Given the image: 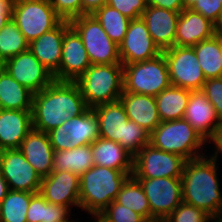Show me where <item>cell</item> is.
Instances as JSON below:
<instances>
[{
  "mask_svg": "<svg viewBox=\"0 0 222 222\" xmlns=\"http://www.w3.org/2000/svg\"><path fill=\"white\" fill-rule=\"evenodd\" d=\"M87 109L75 81L54 80L49 86L33 94L32 127L48 133Z\"/></svg>",
  "mask_w": 222,
  "mask_h": 222,
  "instance_id": "obj_1",
  "label": "cell"
},
{
  "mask_svg": "<svg viewBox=\"0 0 222 222\" xmlns=\"http://www.w3.org/2000/svg\"><path fill=\"white\" fill-rule=\"evenodd\" d=\"M219 158L211 153L187 160L181 176L183 202L204 210L210 216L222 211Z\"/></svg>",
  "mask_w": 222,
  "mask_h": 222,
  "instance_id": "obj_2",
  "label": "cell"
},
{
  "mask_svg": "<svg viewBox=\"0 0 222 222\" xmlns=\"http://www.w3.org/2000/svg\"><path fill=\"white\" fill-rule=\"evenodd\" d=\"M129 177L120 170L94 165L80 176V209L91 216L101 213Z\"/></svg>",
  "mask_w": 222,
  "mask_h": 222,
  "instance_id": "obj_3",
  "label": "cell"
},
{
  "mask_svg": "<svg viewBox=\"0 0 222 222\" xmlns=\"http://www.w3.org/2000/svg\"><path fill=\"white\" fill-rule=\"evenodd\" d=\"M75 82L88 108L118 101L123 92V64L91 65Z\"/></svg>",
  "mask_w": 222,
  "mask_h": 222,
  "instance_id": "obj_4",
  "label": "cell"
},
{
  "mask_svg": "<svg viewBox=\"0 0 222 222\" xmlns=\"http://www.w3.org/2000/svg\"><path fill=\"white\" fill-rule=\"evenodd\" d=\"M207 143L184 118L162 121L150 134V144L153 147L165 152L178 154L186 160L209 154L204 150V148H207L205 147V145H208Z\"/></svg>",
  "mask_w": 222,
  "mask_h": 222,
  "instance_id": "obj_5",
  "label": "cell"
},
{
  "mask_svg": "<svg viewBox=\"0 0 222 222\" xmlns=\"http://www.w3.org/2000/svg\"><path fill=\"white\" fill-rule=\"evenodd\" d=\"M171 85L166 58L159 56L123 65V91L156 96Z\"/></svg>",
  "mask_w": 222,
  "mask_h": 222,
  "instance_id": "obj_6",
  "label": "cell"
},
{
  "mask_svg": "<svg viewBox=\"0 0 222 222\" xmlns=\"http://www.w3.org/2000/svg\"><path fill=\"white\" fill-rule=\"evenodd\" d=\"M12 20L29 43L63 21L50 0H14Z\"/></svg>",
  "mask_w": 222,
  "mask_h": 222,
  "instance_id": "obj_7",
  "label": "cell"
},
{
  "mask_svg": "<svg viewBox=\"0 0 222 222\" xmlns=\"http://www.w3.org/2000/svg\"><path fill=\"white\" fill-rule=\"evenodd\" d=\"M83 41L91 65L121 63L119 45L112 41L92 14H84L69 21Z\"/></svg>",
  "mask_w": 222,
  "mask_h": 222,
  "instance_id": "obj_8",
  "label": "cell"
},
{
  "mask_svg": "<svg viewBox=\"0 0 222 222\" xmlns=\"http://www.w3.org/2000/svg\"><path fill=\"white\" fill-rule=\"evenodd\" d=\"M186 161L178 154L165 152L148 144L134 156L132 176L145 179L181 178Z\"/></svg>",
  "mask_w": 222,
  "mask_h": 222,
  "instance_id": "obj_9",
  "label": "cell"
},
{
  "mask_svg": "<svg viewBox=\"0 0 222 222\" xmlns=\"http://www.w3.org/2000/svg\"><path fill=\"white\" fill-rule=\"evenodd\" d=\"M54 151L73 149L93 143L99 136L96 114L88 108L83 114L66 120L61 126L48 132Z\"/></svg>",
  "mask_w": 222,
  "mask_h": 222,
  "instance_id": "obj_10",
  "label": "cell"
},
{
  "mask_svg": "<svg viewBox=\"0 0 222 222\" xmlns=\"http://www.w3.org/2000/svg\"><path fill=\"white\" fill-rule=\"evenodd\" d=\"M162 53L168 64L171 85L191 91L202 90L206 78L193 47L174 46Z\"/></svg>",
  "mask_w": 222,
  "mask_h": 222,
  "instance_id": "obj_11",
  "label": "cell"
},
{
  "mask_svg": "<svg viewBox=\"0 0 222 222\" xmlns=\"http://www.w3.org/2000/svg\"><path fill=\"white\" fill-rule=\"evenodd\" d=\"M142 185L150 205V218L164 220L182 202L181 178H135Z\"/></svg>",
  "mask_w": 222,
  "mask_h": 222,
  "instance_id": "obj_12",
  "label": "cell"
},
{
  "mask_svg": "<svg viewBox=\"0 0 222 222\" xmlns=\"http://www.w3.org/2000/svg\"><path fill=\"white\" fill-rule=\"evenodd\" d=\"M0 171L9 190L39 193L42 177L19 149L0 151Z\"/></svg>",
  "mask_w": 222,
  "mask_h": 222,
  "instance_id": "obj_13",
  "label": "cell"
},
{
  "mask_svg": "<svg viewBox=\"0 0 222 222\" xmlns=\"http://www.w3.org/2000/svg\"><path fill=\"white\" fill-rule=\"evenodd\" d=\"M3 69L33 93L40 92L55 80L29 49L6 60Z\"/></svg>",
  "mask_w": 222,
  "mask_h": 222,
  "instance_id": "obj_14",
  "label": "cell"
},
{
  "mask_svg": "<svg viewBox=\"0 0 222 222\" xmlns=\"http://www.w3.org/2000/svg\"><path fill=\"white\" fill-rule=\"evenodd\" d=\"M162 51L154 43L145 21L139 17L131 19L125 38L119 44L121 63L132 64L153 59Z\"/></svg>",
  "mask_w": 222,
  "mask_h": 222,
  "instance_id": "obj_15",
  "label": "cell"
},
{
  "mask_svg": "<svg viewBox=\"0 0 222 222\" xmlns=\"http://www.w3.org/2000/svg\"><path fill=\"white\" fill-rule=\"evenodd\" d=\"M40 194L55 205L80 208V177L69 171H52L42 177Z\"/></svg>",
  "mask_w": 222,
  "mask_h": 222,
  "instance_id": "obj_16",
  "label": "cell"
},
{
  "mask_svg": "<svg viewBox=\"0 0 222 222\" xmlns=\"http://www.w3.org/2000/svg\"><path fill=\"white\" fill-rule=\"evenodd\" d=\"M90 66L91 63L83 41L70 26L64 32L60 67L54 75V79L57 81H75Z\"/></svg>",
  "mask_w": 222,
  "mask_h": 222,
  "instance_id": "obj_17",
  "label": "cell"
},
{
  "mask_svg": "<svg viewBox=\"0 0 222 222\" xmlns=\"http://www.w3.org/2000/svg\"><path fill=\"white\" fill-rule=\"evenodd\" d=\"M191 126L208 142L212 143L222 126L216 110L202 90L190 92L184 114Z\"/></svg>",
  "mask_w": 222,
  "mask_h": 222,
  "instance_id": "obj_18",
  "label": "cell"
},
{
  "mask_svg": "<svg viewBox=\"0 0 222 222\" xmlns=\"http://www.w3.org/2000/svg\"><path fill=\"white\" fill-rule=\"evenodd\" d=\"M180 13L147 6L141 18L145 21L154 43L161 51L175 46L177 21Z\"/></svg>",
  "mask_w": 222,
  "mask_h": 222,
  "instance_id": "obj_19",
  "label": "cell"
},
{
  "mask_svg": "<svg viewBox=\"0 0 222 222\" xmlns=\"http://www.w3.org/2000/svg\"><path fill=\"white\" fill-rule=\"evenodd\" d=\"M216 33V26L212 22L198 12L184 9L177 21L175 46L193 47Z\"/></svg>",
  "mask_w": 222,
  "mask_h": 222,
  "instance_id": "obj_20",
  "label": "cell"
},
{
  "mask_svg": "<svg viewBox=\"0 0 222 222\" xmlns=\"http://www.w3.org/2000/svg\"><path fill=\"white\" fill-rule=\"evenodd\" d=\"M69 27V20H63L56 28L29 43V50L53 76L59 71L64 32Z\"/></svg>",
  "mask_w": 222,
  "mask_h": 222,
  "instance_id": "obj_21",
  "label": "cell"
},
{
  "mask_svg": "<svg viewBox=\"0 0 222 222\" xmlns=\"http://www.w3.org/2000/svg\"><path fill=\"white\" fill-rule=\"evenodd\" d=\"M32 129V110L0 109V151L19 149Z\"/></svg>",
  "mask_w": 222,
  "mask_h": 222,
  "instance_id": "obj_22",
  "label": "cell"
},
{
  "mask_svg": "<svg viewBox=\"0 0 222 222\" xmlns=\"http://www.w3.org/2000/svg\"><path fill=\"white\" fill-rule=\"evenodd\" d=\"M19 150L41 177L52 172L54 149L48 133L32 129L22 141Z\"/></svg>",
  "mask_w": 222,
  "mask_h": 222,
  "instance_id": "obj_23",
  "label": "cell"
},
{
  "mask_svg": "<svg viewBox=\"0 0 222 222\" xmlns=\"http://www.w3.org/2000/svg\"><path fill=\"white\" fill-rule=\"evenodd\" d=\"M119 100L124 105L129 120L150 134L161 123L154 96L123 91Z\"/></svg>",
  "mask_w": 222,
  "mask_h": 222,
  "instance_id": "obj_24",
  "label": "cell"
},
{
  "mask_svg": "<svg viewBox=\"0 0 222 222\" xmlns=\"http://www.w3.org/2000/svg\"><path fill=\"white\" fill-rule=\"evenodd\" d=\"M99 122V136L123 147L125 125L129 118L120 100L92 108Z\"/></svg>",
  "mask_w": 222,
  "mask_h": 222,
  "instance_id": "obj_25",
  "label": "cell"
},
{
  "mask_svg": "<svg viewBox=\"0 0 222 222\" xmlns=\"http://www.w3.org/2000/svg\"><path fill=\"white\" fill-rule=\"evenodd\" d=\"M94 165L108 167L132 176L134 156L119 143L101 137L91 143Z\"/></svg>",
  "mask_w": 222,
  "mask_h": 222,
  "instance_id": "obj_26",
  "label": "cell"
},
{
  "mask_svg": "<svg viewBox=\"0 0 222 222\" xmlns=\"http://www.w3.org/2000/svg\"><path fill=\"white\" fill-rule=\"evenodd\" d=\"M33 92L0 69V109L32 110Z\"/></svg>",
  "mask_w": 222,
  "mask_h": 222,
  "instance_id": "obj_27",
  "label": "cell"
},
{
  "mask_svg": "<svg viewBox=\"0 0 222 222\" xmlns=\"http://www.w3.org/2000/svg\"><path fill=\"white\" fill-rule=\"evenodd\" d=\"M193 48L205 78H220L222 74V32L199 42Z\"/></svg>",
  "mask_w": 222,
  "mask_h": 222,
  "instance_id": "obj_28",
  "label": "cell"
},
{
  "mask_svg": "<svg viewBox=\"0 0 222 222\" xmlns=\"http://www.w3.org/2000/svg\"><path fill=\"white\" fill-rule=\"evenodd\" d=\"M190 92L189 89L170 85L155 96L161 122L184 117Z\"/></svg>",
  "mask_w": 222,
  "mask_h": 222,
  "instance_id": "obj_29",
  "label": "cell"
},
{
  "mask_svg": "<svg viewBox=\"0 0 222 222\" xmlns=\"http://www.w3.org/2000/svg\"><path fill=\"white\" fill-rule=\"evenodd\" d=\"M93 166L91 144L54 151L52 171H69L80 177Z\"/></svg>",
  "mask_w": 222,
  "mask_h": 222,
  "instance_id": "obj_30",
  "label": "cell"
},
{
  "mask_svg": "<svg viewBox=\"0 0 222 222\" xmlns=\"http://www.w3.org/2000/svg\"><path fill=\"white\" fill-rule=\"evenodd\" d=\"M71 212L66 206L49 203L39 192L31 197L26 219L27 222L70 220Z\"/></svg>",
  "mask_w": 222,
  "mask_h": 222,
  "instance_id": "obj_31",
  "label": "cell"
},
{
  "mask_svg": "<svg viewBox=\"0 0 222 222\" xmlns=\"http://www.w3.org/2000/svg\"><path fill=\"white\" fill-rule=\"evenodd\" d=\"M115 201L139 213L145 219H150L149 201L142 185L133 176H130L122 185Z\"/></svg>",
  "mask_w": 222,
  "mask_h": 222,
  "instance_id": "obj_32",
  "label": "cell"
},
{
  "mask_svg": "<svg viewBox=\"0 0 222 222\" xmlns=\"http://www.w3.org/2000/svg\"><path fill=\"white\" fill-rule=\"evenodd\" d=\"M92 15L99 21L112 41L117 45L123 41L131 21L130 18L107 4L97 9Z\"/></svg>",
  "mask_w": 222,
  "mask_h": 222,
  "instance_id": "obj_33",
  "label": "cell"
},
{
  "mask_svg": "<svg viewBox=\"0 0 222 222\" xmlns=\"http://www.w3.org/2000/svg\"><path fill=\"white\" fill-rule=\"evenodd\" d=\"M34 194L9 190L0 204V222H27L26 215Z\"/></svg>",
  "mask_w": 222,
  "mask_h": 222,
  "instance_id": "obj_34",
  "label": "cell"
},
{
  "mask_svg": "<svg viewBox=\"0 0 222 222\" xmlns=\"http://www.w3.org/2000/svg\"><path fill=\"white\" fill-rule=\"evenodd\" d=\"M29 49V42L11 19L0 31V58L3 62Z\"/></svg>",
  "mask_w": 222,
  "mask_h": 222,
  "instance_id": "obj_35",
  "label": "cell"
},
{
  "mask_svg": "<svg viewBox=\"0 0 222 222\" xmlns=\"http://www.w3.org/2000/svg\"><path fill=\"white\" fill-rule=\"evenodd\" d=\"M150 144V133L136 122L128 120L125 125L123 147L135 156L142 147Z\"/></svg>",
  "mask_w": 222,
  "mask_h": 222,
  "instance_id": "obj_36",
  "label": "cell"
},
{
  "mask_svg": "<svg viewBox=\"0 0 222 222\" xmlns=\"http://www.w3.org/2000/svg\"><path fill=\"white\" fill-rule=\"evenodd\" d=\"M211 216L204 210L182 202L163 222H210Z\"/></svg>",
  "mask_w": 222,
  "mask_h": 222,
  "instance_id": "obj_37",
  "label": "cell"
},
{
  "mask_svg": "<svg viewBox=\"0 0 222 222\" xmlns=\"http://www.w3.org/2000/svg\"><path fill=\"white\" fill-rule=\"evenodd\" d=\"M101 214L111 222H142L145 218L137 212L112 201Z\"/></svg>",
  "mask_w": 222,
  "mask_h": 222,
  "instance_id": "obj_38",
  "label": "cell"
},
{
  "mask_svg": "<svg viewBox=\"0 0 222 222\" xmlns=\"http://www.w3.org/2000/svg\"><path fill=\"white\" fill-rule=\"evenodd\" d=\"M202 92L213 105L219 119L222 121V77L206 79Z\"/></svg>",
  "mask_w": 222,
  "mask_h": 222,
  "instance_id": "obj_39",
  "label": "cell"
},
{
  "mask_svg": "<svg viewBox=\"0 0 222 222\" xmlns=\"http://www.w3.org/2000/svg\"><path fill=\"white\" fill-rule=\"evenodd\" d=\"M107 5L130 19L141 17L147 7L146 0H108Z\"/></svg>",
  "mask_w": 222,
  "mask_h": 222,
  "instance_id": "obj_40",
  "label": "cell"
},
{
  "mask_svg": "<svg viewBox=\"0 0 222 222\" xmlns=\"http://www.w3.org/2000/svg\"><path fill=\"white\" fill-rule=\"evenodd\" d=\"M221 9L222 0H197L191 8L192 11L200 13L212 22L216 26L217 32Z\"/></svg>",
  "mask_w": 222,
  "mask_h": 222,
  "instance_id": "obj_41",
  "label": "cell"
},
{
  "mask_svg": "<svg viewBox=\"0 0 222 222\" xmlns=\"http://www.w3.org/2000/svg\"><path fill=\"white\" fill-rule=\"evenodd\" d=\"M55 12L63 20H71L75 17L82 16L81 0H50Z\"/></svg>",
  "mask_w": 222,
  "mask_h": 222,
  "instance_id": "obj_42",
  "label": "cell"
},
{
  "mask_svg": "<svg viewBox=\"0 0 222 222\" xmlns=\"http://www.w3.org/2000/svg\"><path fill=\"white\" fill-rule=\"evenodd\" d=\"M147 6L159 7L181 13L183 4L181 0H146Z\"/></svg>",
  "mask_w": 222,
  "mask_h": 222,
  "instance_id": "obj_43",
  "label": "cell"
},
{
  "mask_svg": "<svg viewBox=\"0 0 222 222\" xmlns=\"http://www.w3.org/2000/svg\"><path fill=\"white\" fill-rule=\"evenodd\" d=\"M14 0H0V31L12 19Z\"/></svg>",
  "mask_w": 222,
  "mask_h": 222,
  "instance_id": "obj_44",
  "label": "cell"
},
{
  "mask_svg": "<svg viewBox=\"0 0 222 222\" xmlns=\"http://www.w3.org/2000/svg\"><path fill=\"white\" fill-rule=\"evenodd\" d=\"M108 0H81L82 15L93 14L97 9L107 4Z\"/></svg>",
  "mask_w": 222,
  "mask_h": 222,
  "instance_id": "obj_45",
  "label": "cell"
},
{
  "mask_svg": "<svg viewBox=\"0 0 222 222\" xmlns=\"http://www.w3.org/2000/svg\"><path fill=\"white\" fill-rule=\"evenodd\" d=\"M212 144L214 148L213 155L217 158L219 155L222 157V126L220 127L218 134Z\"/></svg>",
  "mask_w": 222,
  "mask_h": 222,
  "instance_id": "obj_46",
  "label": "cell"
},
{
  "mask_svg": "<svg viewBox=\"0 0 222 222\" xmlns=\"http://www.w3.org/2000/svg\"><path fill=\"white\" fill-rule=\"evenodd\" d=\"M8 192H9L8 183L6 182L0 171V204L3 201V199L6 197Z\"/></svg>",
  "mask_w": 222,
  "mask_h": 222,
  "instance_id": "obj_47",
  "label": "cell"
},
{
  "mask_svg": "<svg viewBox=\"0 0 222 222\" xmlns=\"http://www.w3.org/2000/svg\"><path fill=\"white\" fill-rule=\"evenodd\" d=\"M93 218L95 221L93 220L91 222H111V221L107 220L101 213L93 215L92 219Z\"/></svg>",
  "mask_w": 222,
  "mask_h": 222,
  "instance_id": "obj_48",
  "label": "cell"
},
{
  "mask_svg": "<svg viewBox=\"0 0 222 222\" xmlns=\"http://www.w3.org/2000/svg\"><path fill=\"white\" fill-rule=\"evenodd\" d=\"M183 9H191L197 0H181Z\"/></svg>",
  "mask_w": 222,
  "mask_h": 222,
  "instance_id": "obj_49",
  "label": "cell"
},
{
  "mask_svg": "<svg viewBox=\"0 0 222 222\" xmlns=\"http://www.w3.org/2000/svg\"><path fill=\"white\" fill-rule=\"evenodd\" d=\"M212 222H222V211L214 216H211Z\"/></svg>",
  "mask_w": 222,
  "mask_h": 222,
  "instance_id": "obj_50",
  "label": "cell"
},
{
  "mask_svg": "<svg viewBox=\"0 0 222 222\" xmlns=\"http://www.w3.org/2000/svg\"><path fill=\"white\" fill-rule=\"evenodd\" d=\"M218 32H222V9L220 12L219 22H218Z\"/></svg>",
  "mask_w": 222,
  "mask_h": 222,
  "instance_id": "obj_51",
  "label": "cell"
},
{
  "mask_svg": "<svg viewBox=\"0 0 222 222\" xmlns=\"http://www.w3.org/2000/svg\"><path fill=\"white\" fill-rule=\"evenodd\" d=\"M142 222H163V220L156 219V218H150V219H145Z\"/></svg>",
  "mask_w": 222,
  "mask_h": 222,
  "instance_id": "obj_52",
  "label": "cell"
},
{
  "mask_svg": "<svg viewBox=\"0 0 222 222\" xmlns=\"http://www.w3.org/2000/svg\"><path fill=\"white\" fill-rule=\"evenodd\" d=\"M55 222H78L76 219H72V220H58V221H55Z\"/></svg>",
  "mask_w": 222,
  "mask_h": 222,
  "instance_id": "obj_53",
  "label": "cell"
},
{
  "mask_svg": "<svg viewBox=\"0 0 222 222\" xmlns=\"http://www.w3.org/2000/svg\"><path fill=\"white\" fill-rule=\"evenodd\" d=\"M4 66V62L2 61V59L0 58V69H3Z\"/></svg>",
  "mask_w": 222,
  "mask_h": 222,
  "instance_id": "obj_54",
  "label": "cell"
}]
</instances>
